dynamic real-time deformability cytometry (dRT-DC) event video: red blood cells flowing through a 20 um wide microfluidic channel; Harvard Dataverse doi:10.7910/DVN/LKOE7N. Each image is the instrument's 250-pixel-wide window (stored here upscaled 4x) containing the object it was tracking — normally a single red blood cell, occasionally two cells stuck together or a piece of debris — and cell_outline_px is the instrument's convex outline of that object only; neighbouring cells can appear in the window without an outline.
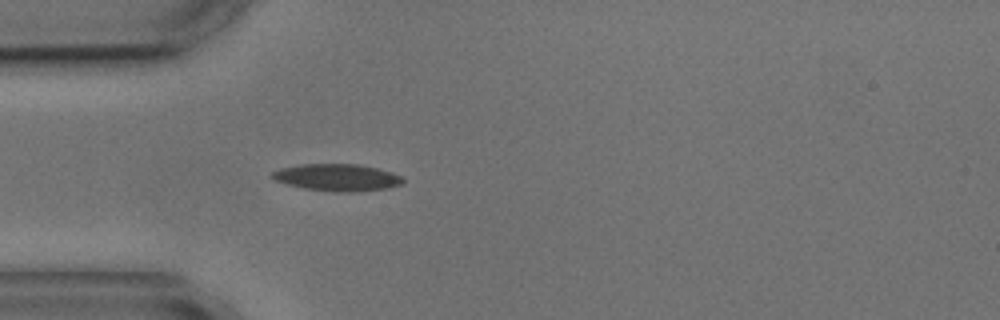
{"species": "common noctule bat (a hibernating species)", "species_latin": "Nyctalus noctula", "temperature_condition": "cold", "stored_images_in_passage": 3, "camera_frame_rate_fps": 3000, "um_per_image_px": 0.085, "animal": {"sex": "male", "body_mass_g": 17.9, "forearm_length_mm": 54.2}, "frame": {"image": 1, "passage_image": 3, "time_ms": 2.333, "image_size_px": [1000, 320], "cell_outline_px": [[404, 184], [388, 188], [352, 192], [332, 192], [304, 188], [288, 184], [276, 180], [268, 176], [272, 172], [280, 168], [300, 164], [360, 164], [392, 172], [400, 176], [404, 180]], "centroid_in_image_um": [28.66, 15.08], "position_along_channel_um": 56.3, "area_um2": 20.69}}